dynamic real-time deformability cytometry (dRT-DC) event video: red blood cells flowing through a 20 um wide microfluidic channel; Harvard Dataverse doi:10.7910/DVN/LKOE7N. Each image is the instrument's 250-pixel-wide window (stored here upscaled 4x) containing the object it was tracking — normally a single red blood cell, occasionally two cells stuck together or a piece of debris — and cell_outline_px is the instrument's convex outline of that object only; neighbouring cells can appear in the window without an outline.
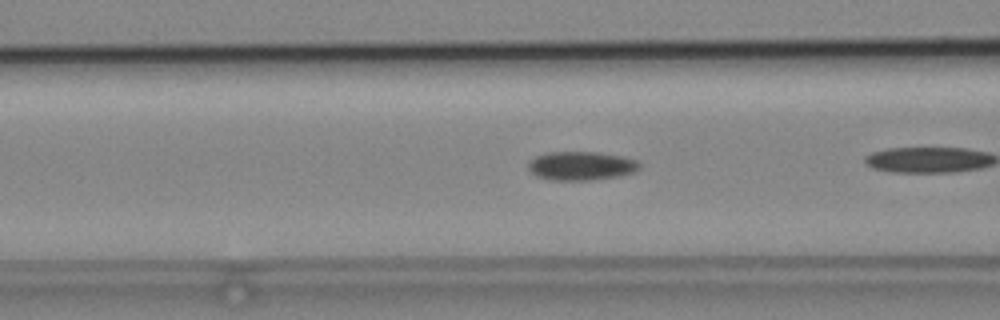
{"species": "common noctule bat (a hibernating species)", "species_latin": "Nyctalus noctula", "temperature_condition": "cold", "stored_images_in_passage": 23, "camera_frame_rate_fps": 3000, "um_per_image_px": 0.085, "animal": {"sex": "male", "body_mass_g": 19.2, "forearm_length_mm": 51.8}, "frame": {"image": 1, "passage_image": 4, "time_ms": 1.0, "image_size_px": [1000, 320], "cell_outline_px": [[640, 168], [636, 172], [620, 176], [592, 180], [548, 180], [536, 176], [528, 168], [528, 164], [536, 156], [548, 152], [600, 152], [624, 156], [636, 160], [640, 164]], "centroid_in_image_um": [49.44, 14.1], "position_along_channel_um": 117.2, "area_um2": 18.84}}
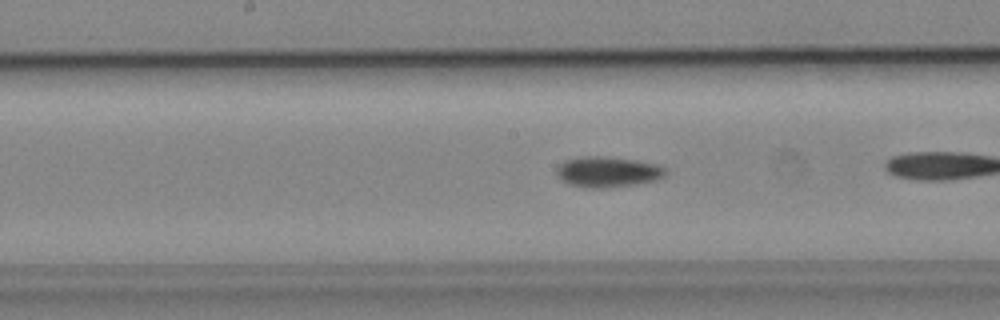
{"frame": {"image": 2, "passage_image": 10, "time_ms": 3.0, "image_size_px": [1000, 320], "cell_outline_px": [[668, 172], [664, 176], [656, 180], [636, 184], [600, 188], [588, 188], [568, 184], [556, 176], [556, 168], [564, 160], [584, 156], [600, 156], [636, 160], [660, 164], [668, 168]], "centroid_in_image_um": [51.68, 14.6], "position_along_channel_um": 196.5, "area_um2": 19.65}}